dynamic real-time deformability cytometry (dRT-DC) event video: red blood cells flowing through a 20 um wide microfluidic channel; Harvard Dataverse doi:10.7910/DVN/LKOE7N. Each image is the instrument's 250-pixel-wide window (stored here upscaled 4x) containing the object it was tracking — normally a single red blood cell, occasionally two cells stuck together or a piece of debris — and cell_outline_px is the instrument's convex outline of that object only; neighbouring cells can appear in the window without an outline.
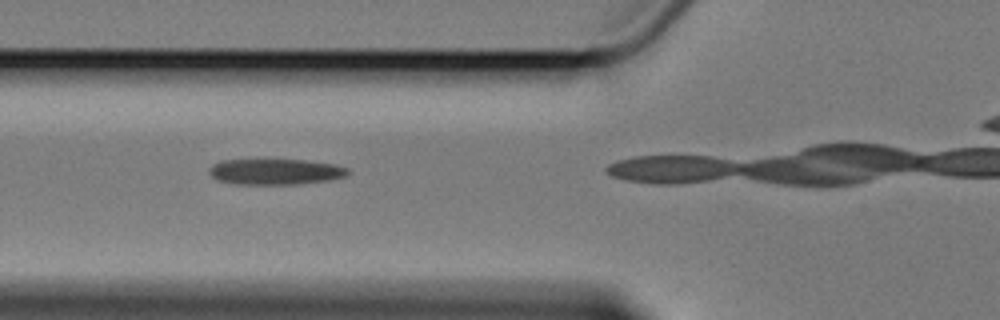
{"species": "Egyptian fruit bat (a non-hibernating species)", "species_latin": "Rousettus aegyptiacus", "temperature_condition": "cold", "stored_images_in_passage": 4, "camera_frame_rate_fps": 3000, "um_per_image_px": 0.085, "animal": {"sex": "female"}, "frame": {"image": 1, "passage_image": 2, "time_ms": 2.0, "image_size_px": [1000, 320], "cell_outline_px": [[352, 172], [344, 176], [332, 180], [300, 184], [236, 184], [216, 180], [208, 172], [208, 168], [212, 164], [220, 160], [304, 160], [332, 164], [348, 168]], "centroid_in_image_um": [23.39, 14.6], "position_along_channel_um": 102.4, "area_um2": 20.98}}